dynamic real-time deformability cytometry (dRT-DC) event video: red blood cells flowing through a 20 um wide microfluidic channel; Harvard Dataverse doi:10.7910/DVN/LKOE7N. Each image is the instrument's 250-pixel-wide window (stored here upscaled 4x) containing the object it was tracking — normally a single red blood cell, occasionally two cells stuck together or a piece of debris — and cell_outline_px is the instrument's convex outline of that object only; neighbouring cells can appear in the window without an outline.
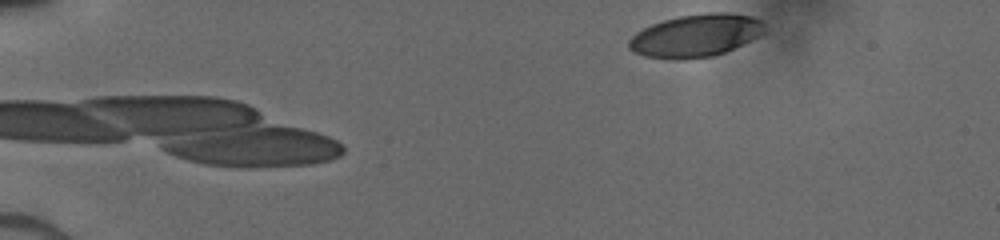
{"species": "human", "species_latin": "Homo sapiens", "temperature_condition": "cold", "stored_images_in_passage": 9, "camera_frame_rate_fps": 3000, "um_per_image_px": 0.085, "donor": {"sex": "male"}, "frame": {"image": 1, "passage_image": 9, "time_ms": 3.667, "image_size_px": [1000, 240], "cell_outline_px": [[764, 32], [760, 36], [724, 52], [712, 56], [676, 60], [644, 56], [628, 48], [628, 40], [636, 32], [652, 24], [664, 20], [680, 16], [708, 12], [728, 12], [752, 16], [760, 20]], "centroid_in_image_um": [59.12, 3.02], "position_along_channel_um": 25.9, "area_um2": 33.52}}